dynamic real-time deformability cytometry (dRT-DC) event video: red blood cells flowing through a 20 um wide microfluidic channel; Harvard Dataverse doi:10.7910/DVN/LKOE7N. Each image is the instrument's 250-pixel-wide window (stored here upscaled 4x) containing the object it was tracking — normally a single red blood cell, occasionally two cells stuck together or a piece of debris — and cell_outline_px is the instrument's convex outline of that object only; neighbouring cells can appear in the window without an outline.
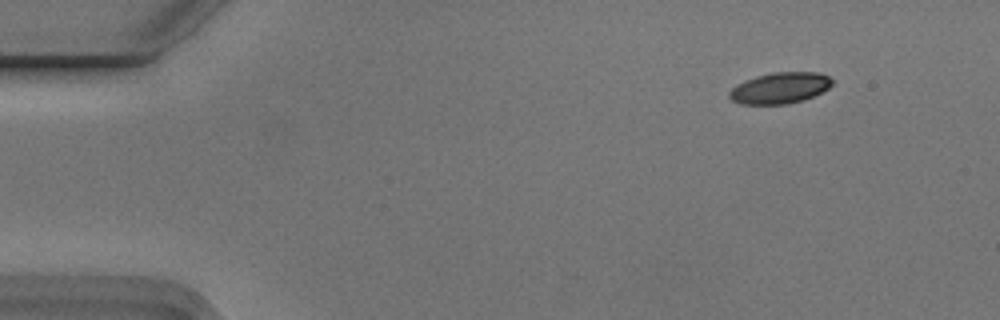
{"species": "Egyptian fruit bat (a non-hibernating species)", "species_latin": "Rousettus aegyptiacus", "temperature_condition": "cold", "stored_images_in_passage": 8, "camera_frame_rate_fps": 3000, "um_per_image_px": 0.085, "animal": {"sex": "male"}, "frame": {"image": 1, "passage_image": 2, "time_ms": 0.333, "image_size_px": [1000, 320], "cell_outline_px": [[832, 84], [828, 88], [804, 100], [788, 104], [740, 104], [732, 100], [728, 96], [728, 92], [736, 84], [744, 80], [756, 76], [772, 72], [820, 72], [828, 76], [832, 80]], "centroid_in_image_um": [66.26, 7.47], "position_along_channel_um": 18.7, "area_um2": 18.73}}
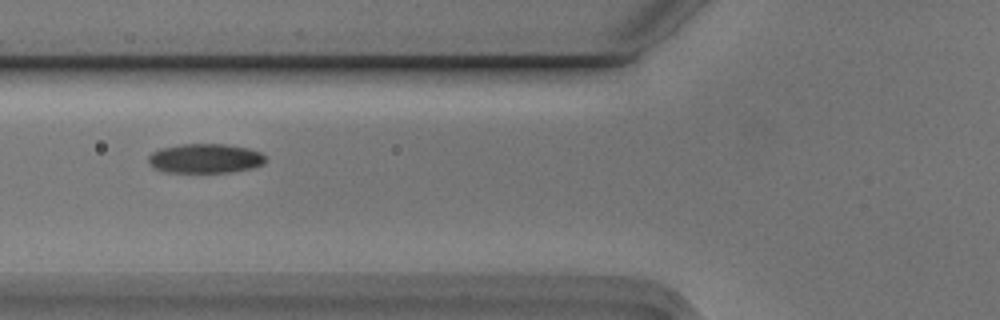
{"frame": {"image": 2, "passage_image": 6, "time_ms": 1.667, "image_size_px": [1000, 320], "cell_outline_px": [[264, 160], [260, 164], [252, 168], [232, 172], [164, 172], [152, 168], [148, 164], [148, 156], [152, 152], [160, 148], [184, 144], [224, 144], [248, 148], [260, 152], [264, 156]], "centroid_in_image_um": [17.37, 13.47], "position_along_channel_um": 108.4, "area_um2": 20.06}}
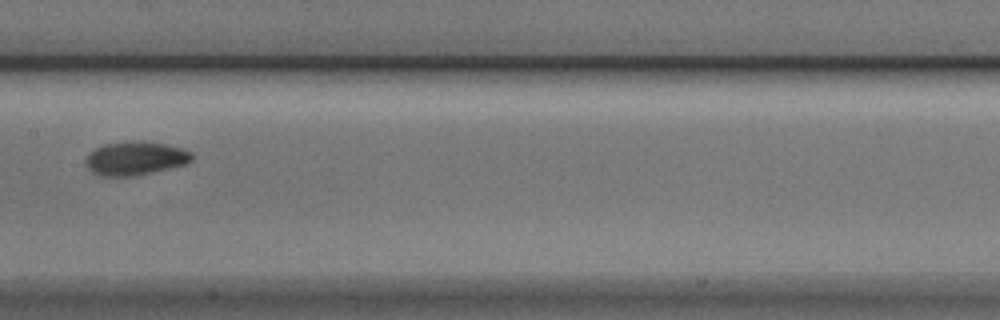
{"frame": {"image": 3, "passage_image": 8, "time_ms": 2.333, "image_size_px": [1000, 320], "cell_outline_px": [[192, 160], [184, 164], [136, 176], [100, 176], [92, 172], [88, 168], [84, 160], [96, 148], [104, 144], [164, 144], [180, 148], [192, 152]], "centroid_in_image_um": [11.48, 13.52], "position_along_channel_um": 195.9, "area_um2": 19.71}}